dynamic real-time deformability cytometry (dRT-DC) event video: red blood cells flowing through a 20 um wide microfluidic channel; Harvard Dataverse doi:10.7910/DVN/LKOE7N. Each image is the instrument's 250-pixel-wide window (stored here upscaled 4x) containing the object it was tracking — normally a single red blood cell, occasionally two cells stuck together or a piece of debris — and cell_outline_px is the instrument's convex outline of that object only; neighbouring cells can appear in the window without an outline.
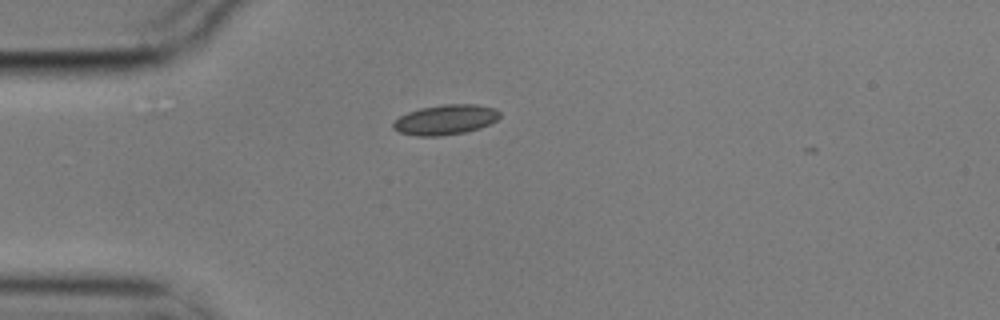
{"species": "common noctule bat (a hibernating species)", "species_latin": "Nyctalus noctula", "temperature_condition": "cold", "stored_images_in_passage": 43, "camera_frame_rate_fps": 3000, "um_per_image_px": 0.085, "animal": {"sex": "male", "body_mass_g": 17.9}, "frame": {"image": 1, "passage_image": 1, "time_ms": 0.0, "image_size_px": [1000, 320], "cell_outline_px": [[500, 116], [496, 120], [480, 128], [468, 132], [440, 136], [416, 136], [400, 132], [392, 128], [392, 124], [400, 116], [408, 112], [420, 108], [444, 104], [476, 104], [496, 108], [500, 112]], "centroid_in_image_um": [37.88, 10.17], "position_along_channel_um": 47.1, "area_um2": 18.73}}
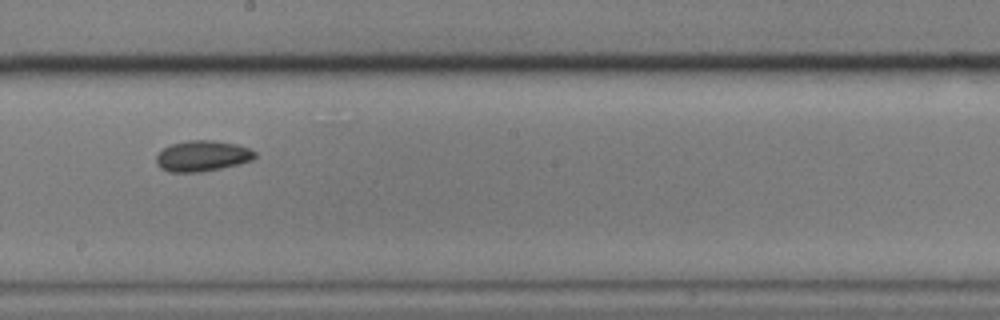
{"frame": {"image": 2, "passage_image": 18, "time_ms": 5.667, "image_size_px": [1000, 320], "cell_outline_px": [[256, 156], [252, 160], [220, 168], [200, 172], [168, 172], [160, 168], [156, 164], [156, 156], [164, 148], [172, 144], [188, 140], [212, 140], [236, 144], [248, 148], [256, 152]], "centroid_in_image_um": [17.17, 13.26], "position_along_channel_um": 231.0, "area_um2": 17.57}}
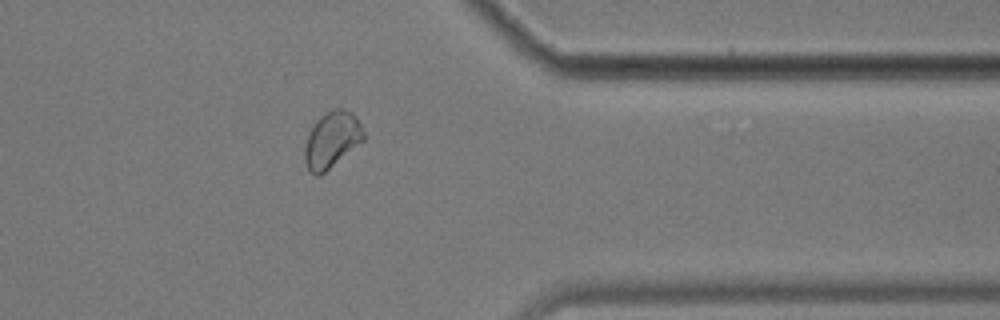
{"frame": {"image": 3, "passage_image": 32, "time_ms": 10.333, "image_size_px": [1000, 320], "cell_outline_px": [[364, 140], [320, 176], [316, 176], [308, 172], [304, 160], [304, 148], [308, 136], [316, 120], [320, 116], [332, 108], [344, 108], [352, 112], [356, 116], [364, 132]], "centroid_in_image_um": [28.19, 11.88], "position_along_channel_um": 383.2, "area_um2": 19.36}, "authors_computed_cell_mechanics": {"area_um2": 17.6868, "velocity_mm_per_s": 3.511, "shape_relaxation_time_tau1_ms": null, "shape_relaxation_time_tau2_ms": 2.7405, "deformation_change_tau1": null, "deformation_change_tau2": 0.0559}}